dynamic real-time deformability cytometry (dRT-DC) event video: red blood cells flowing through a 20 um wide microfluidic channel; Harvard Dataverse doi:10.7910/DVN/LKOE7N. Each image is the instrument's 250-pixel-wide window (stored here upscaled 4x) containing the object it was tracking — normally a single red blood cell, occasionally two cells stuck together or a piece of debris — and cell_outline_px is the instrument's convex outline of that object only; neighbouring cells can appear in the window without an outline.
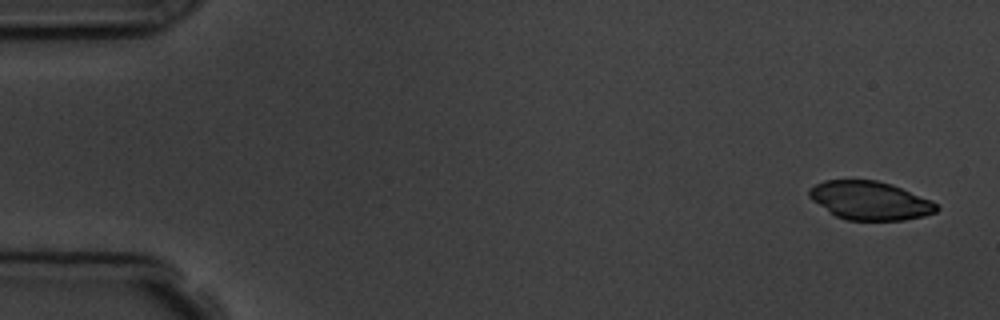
{"species": "common noctule bat (a hibernating species)", "species_latin": "Nyctalus noctula", "temperature_condition": "room temperature", "stored_images_in_passage": 5, "camera_frame_rate_fps": 3000, "um_per_image_px": 0.085, "animal": {"sex": "male", "body_mass_g": 19.5, "forearm_length_mm": 54.6}, "frame": {"image": 1, "passage_image": 1, "time_ms": 0.0, "image_size_px": [1000, 320], "cell_outline_px": [[940, 208], [936, 212], [924, 216], [904, 220], [848, 220], [836, 216], [828, 212], [812, 200], [808, 196], [808, 188], [824, 180], [876, 180], [892, 184], [932, 200]], "centroid_in_image_um": [73.94, 17.04], "position_along_channel_um": 11.1, "area_um2": 28.73}}